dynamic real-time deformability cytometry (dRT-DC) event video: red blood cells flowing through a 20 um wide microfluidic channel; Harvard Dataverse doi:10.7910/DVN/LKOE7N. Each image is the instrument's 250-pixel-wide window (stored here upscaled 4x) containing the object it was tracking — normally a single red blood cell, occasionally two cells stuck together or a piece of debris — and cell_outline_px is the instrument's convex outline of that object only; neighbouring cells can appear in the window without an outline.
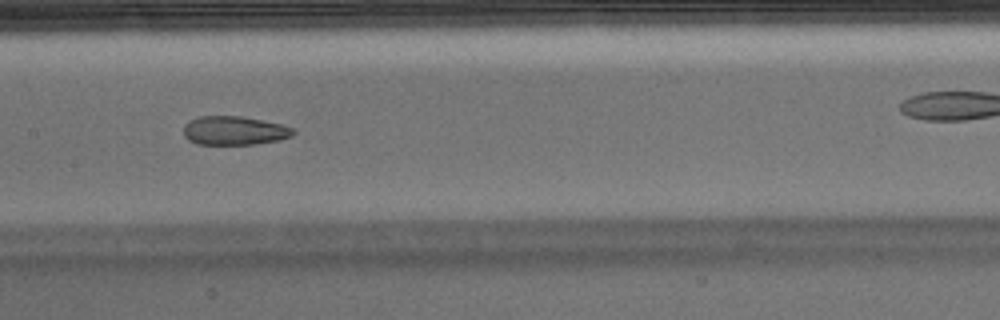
{"species": "Egyptian fruit bat (a non-hibernating species)", "species_latin": "Rousettus aegyptiacus", "temperature_condition": "warm", "stored_images_in_passage": 48, "camera_frame_rate_fps": 3000, "um_per_image_px": 0.085, "animal": {"sex": "male"}, "frame": {"image": 1, "passage_image": 21, "time_ms": 6.667, "image_size_px": [1000, 320], "cell_outline_px": [[296, 132], [292, 136], [280, 140], [256, 144], [200, 144], [188, 140], [184, 136], [184, 124], [188, 120], [200, 116], [240, 116], [280, 124], [292, 128]], "centroid_in_image_um": [19.9, 11.1], "position_along_channel_um": 187.5, "area_um2": 18.38}, "authors_computed_cell_mechanics": {"area_um2": 20.2878, "velocity_mm_per_s": 3.9495, "shape_relaxation_time_tau1_ms": null, "shape_relaxation_time_tau2_ms": 2.0411, "deformation_change_tau1": null, "deformation_change_tau2": 0.0802}}